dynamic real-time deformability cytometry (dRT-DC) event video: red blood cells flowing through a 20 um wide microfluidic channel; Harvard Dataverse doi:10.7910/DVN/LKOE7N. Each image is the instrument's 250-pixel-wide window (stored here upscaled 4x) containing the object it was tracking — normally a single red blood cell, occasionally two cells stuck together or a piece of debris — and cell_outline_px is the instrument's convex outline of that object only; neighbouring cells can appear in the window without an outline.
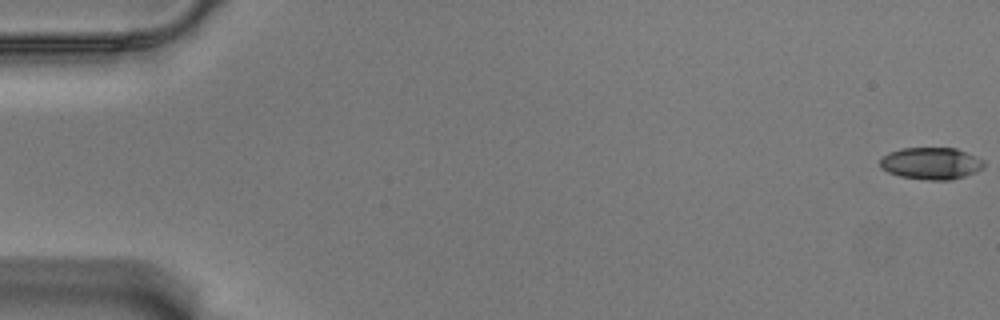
{"species": "Egyptian fruit bat (a non-hibernating species)", "species_latin": "Rousettus aegyptiacus", "temperature_condition": "warm", "stored_images_in_passage": 58, "camera_frame_rate_fps": 3000, "um_per_image_px": 0.085, "animal": {"sex": "male"}, "frame": {"image": 1, "passage_image": 1, "time_ms": 0.0, "image_size_px": [1000, 320], "cell_outline_px": [[984, 168], [976, 172], [952, 180], [924, 180], [900, 176], [888, 172], [880, 168], [880, 160], [888, 152], [900, 148], [956, 148], [984, 160]], "centroid_in_image_um": [79.14, 13.89], "position_along_channel_um": 5.9, "area_um2": 19.48}}
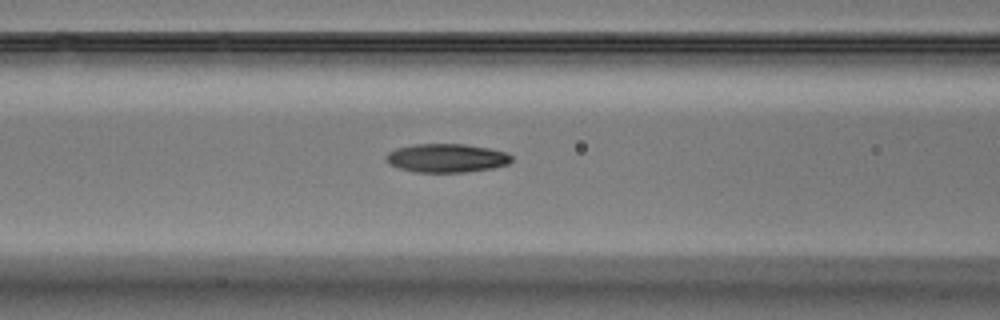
{"frame": {"image": 2, "passage_image": 25, "time_ms": 8.0, "image_size_px": [1000, 320], "cell_outline_px": [[512, 160], [508, 164], [492, 168], [464, 172], [416, 172], [400, 168], [384, 160], [384, 156], [388, 152], [396, 148], [412, 144], [464, 144], [488, 148], [508, 152], [512, 156]], "centroid_in_image_um": [37.96, 13.42], "position_along_channel_um": 128.6, "area_um2": 20.98}}
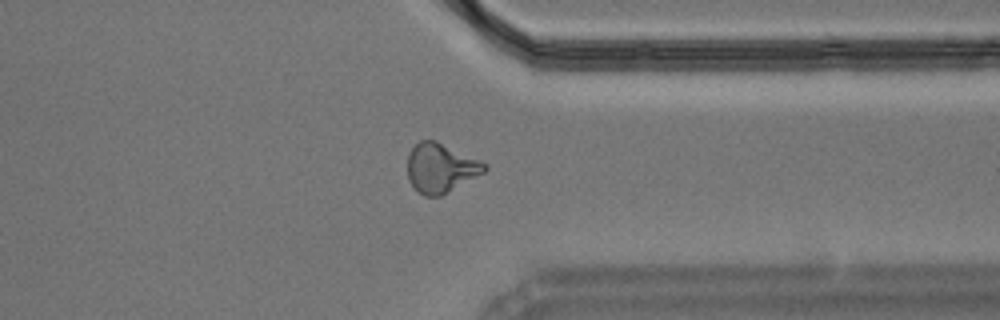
{"frame": {"image": 3, "passage_image": 46, "time_ms": 15.0, "image_size_px": [1000, 320], "cell_outline_px": [[488, 168], [484, 172], [440, 196], [424, 196], [408, 180], [408, 152], [420, 140], [436, 140], [480, 160], [488, 164]], "centroid_in_image_um": [37.46, 14.25], "position_along_channel_um": 373.9, "area_um2": 21.91}, "authors_computed_cell_mechanics": {"area_um2": 20.5768, "velocity_mm_per_s": 3.5312, "shape_relaxation_time_tau1_ms": null, "shape_relaxation_time_tau2_ms": 2.7139, "deformation_change_tau1": null, "deformation_change_tau2": 0.104}}